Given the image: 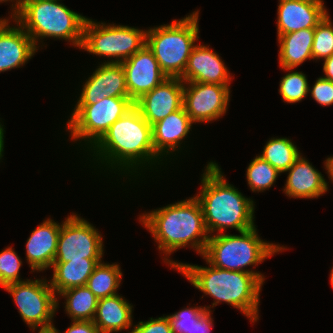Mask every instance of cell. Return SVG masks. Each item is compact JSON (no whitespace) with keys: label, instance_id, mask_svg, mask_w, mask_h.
<instances>
[{"label":"cell","instance_id":"1","mask_svg":"<svg viewBox=\"0 0 333 333\" xmlns=\"http://www.w3.org/2000/svg\"><path fill=\"white\" fill-rule=\"evenodd\" d=\"M166 260L194 287L215 299L212 307L221 301L226 302L240 309L250 321L258 320L259 293L263 282L256 275L221 269L211 264L210 267H201Z\"/></svg>","mask_w":333,"mask_h":333},{"label":"cell","instance_id":"2","mask_svg":"<svg viewBox=\"0 0 333 333\" xmlns=\"http://www.w3.org/2000/svg\"><path fill=\"white\" fill-rule=\"evenodd\" d=\"M139 219L158 242V249L166 255L189 243L203 255L211 236L208 235L202 207L196 197L151 211Z\"/></svg>","mask_w":333,"mask_h":333},{"label":"cell","instance_id":"3","mask_svg":"<svg viewBox=\"0 0 333 333\" xmlns=\"http://www.w3.org/2000/svg\"><path fill=\"white\" fill-rule=\"evenodd\" d=\"M93 150L101 163L106 161V165L108 163L112 169L117 165L121 171L125 168L131 173L134 172V167L137 170V165L143 166L141 164H147L146 162L153 164L152 162L156 163L161 158L153 147L152 126L135 106L110 126L93 146Z\"/></svg>","mask_w":333,"mask_h":333},{"label":"cell","instance_id":"4","mask_svg":"<svg viewBox=\"0 0 333 333\" xmlns=\"http://www.w3.org/2000/svg\"><path fill=\"white\" fill-rule=\"evenodd\" d=\"M218 164L208 163L202 176V189L195 196L202 207L204 224L209 234H223L227 228L244 232L254 225V202L226 182Z\"/></svg>","mask_w":333,"mask_h":333},{"label":"cell","instance_id":"5","mask_svg":"<svg viewBox=\"0 0 333 333\" xmlns=\"http://www.w3.org/2000/svg\"><path fill=\"white\" fill-rule=\"evenodd\" d=\"M60 0H24L14 20L32 38L37 46L38 37L69 40L81 48L86 17L68 9Z\"/></svg>","mask_w":333,"mask_h":333},{"label":"cell","instance_id":"6","mask_svg":"<svg viewBox=\"0 0 333 333\" xmlns=\"http://www.w3.org/2000/svg\"><path fill=\"white\" fill-rule=\"evenodd\" d=\"M198 10L168 25L146 30V45L168 78H180L199 39Z\"/></svg>","mask_w":333,"mask_h":333},{"label":"cell","instance_id":"7","mask_svg":"<svg viewBox=\"0 0 333 333\" xmlns=\"http://www.w3.org/2000/svg\"><path fill=\"white\" fill-rule=\"evenodd\" d=\"M256 231V227H253L240 232V235L223 233L211 236L202 257L214 267L251 273L264 282L265 277L261 273L245 270L244 267L258 265L267 257L286 248L264 242Z\"/></svg>","mask_w":333,"mask_h":333},{"label":"cell","instance_id":"8","mask_svg":"<svg viewBox=\"0 0 333 333\" xmlns=\"http://www.w3.org/2000/svg\"><path fill=\"white\" fill-rule=\"evenodd\" d=\"M146 44V31L124 25H106L86 19L81 48L99 56L115 57L121 63Z\"/></svg>","mask_w":333,"mask_h":333},{"label":"cell","instance_id":"9","mask_svg":"<svg viewBox=\"0 0 333 333\" xmlns=\"http://www.w3.org/2000/svg\"><path fill=\"white\" fill-rule=\"evenodd\" d=\"M133 106L130 98L119 97H106L92 105H76L67 129L73 139H84L93 147Z\"/></svg>","mask_w":333,"mask_h":333},{"label":"cell","instance_id":"10","mask_svg":"<svg viewBox=\"0 0 333 333\" xmlns=\"http://www.w3.org/2000/svg\"><path fill=\"white\" fill-rule=\"evenodd\" d=\"M12 296L19 313L31 329L48 331L53 326L52 318L58 307V300L50 283L46 280H25L4 286Z\"/></svg>","mask_w":333,"mask_h":333},{"label":"cell","instance_id":"11","mask_svg":"<svg viewBox=\"0 0 333 333\" xmlns=\"http://www.w3.org/2000/svg\"><path fill=\"white\" fill-rule=\"evenodd\" d=\"M102 255V236L94 226L76 214L68 216L61 224L57 252L53 263L101 259Z\"/></svg>","mask_w":333,"mask_h":333},{"label":"cell","instance_id":"12","mask_svg":"<svg viewBox=\"0 0 333 333\" xmlns=\"http://www.w3.org/2000/svg\"><path fill=\"white\" fill-rule=\"evenodd\" d=\"M186 83L189 85L188 87ZM183 107L193 123L217 120L226 113L229 85L184 82Z\"/></svg>","mask_w":333,"mask_h":333},{"label":"cell","instance_id":"13","mask_svg":"<svg viewBox=\"0 0 333 333\" xmlns=\"http://www.w3.org/2000/svg\"><path fill=\"white\" fill-rule=\"evenodd\" d=\"M125 72L129 98L135 102L168 77L161 71L158 61L145 44L127 60L121 62Z\"/></svg>","mask_w":333,"mask_h":333},{"label":"cell","instance_id":"14","mask_svg":"<svg viewBox=\"0 0 333 333\" xmlns=\"http://www.w3.org/2000/svg\"><path fill=\"white\" fill-rule=\"evenodd\" d=\"M183 90L180 78H167L135 101L134 106L152 126L183 106Z\"/></svg>","mask_w":333,"mask_h":333},{"label":"cell","instance_id":"15","mask_svg":"<svg viewBox=\"0 0 333 333\" xmlns=\"http://www.w3.org/2000/svg\"><path fill=\"white\" fill-rule=\"evenodd\" d=\"M106 97L129 98L121 63L101 64L83 85L77 105H92Z\"/></svg>","mask_w":333,"mask_h":333},{"label":"cell","instance_id":"16","mask_svg":"<svg viewBox=\"0 0 333 333\" xmlns=\"http://www.w3.org/2000/svg\"><path fill=\"white\" fill-rule=\"evenodd\" d=\"M277 34L314 29L328 12L323 0H279Z\"/></svg>","mask_w":333,"mask_h":333},{"label":"cell","instance_id":"17","mask_svg":"<svg viewBox=\"0 0 333 333\" xmlns=\"http://www.w3.org/2000/svg\"><path fill=\"white\" fill-rule=\"evenodd\" d=\"M183 82H200L229 85L232 79L223 61L209 46L195 45L188 58L183 75Z\"/></svg>","mask_w":333,"mask_h":333},{"label":"cell","instance_id":"18","mask_svg":"<svg viewBox=\"0 0 333 333\" xmlns=\"http://www.w3.org/2000/svg\"><path fill=\"white\" fill-rule=\"evenodd\" d=\"M8 21L0 22V72L24 65L37 50L24 29L19 24L10 27Z\"/></svg>","mask_w":333,"mask_h":333},{"label":"cell","instance_id":"19","mask_svg":"<svg viewBox=\"0 0 333 333\" xmlns=\"http://www.w3.org/2000/svg\"><path fill=\"white\" fill-rule=\"evenodd\" d=\"M60 229L59 223L47 219L31 233L26 243V260L33 271L47 270L52 267Z\"/></svg>","mask_w":333,"mask_h":333},{"label":"cell","instance_id":"20","mask_svg":"<svg viewBox=\"0 0 333 333\" xmlns=\"http://www.w3.org/2000/svg\"><path fill=\"white\" fill-rule=\"evenodd\" d=\"M192 123L182 106L179 110L153 124L152 142L155 153L160 157L163 154L175 151L181 144L180 141L186 138L185 136L189 133Z\"/></svg>","mask_w":333,"mask_h":333},{"label":"cell","instance_id":"21","mask_svg":"<svg viewBox=\"0 0 333 333\" xmlns=\"http://www.w3.org/2000/svg\"><path fill=\"white\" fill-rule=\"evenodd\" d=\"M287 171L289 174L283 191L289 197L317 198L328 190L322 174L302 156Z\"/></svg>","mask_w":333,"mask_h":333},{"label":"cell","instance_id":"22","mask_svg":"<svg viewBox=\"0 0 333 333\" xmlns=\"http://www.w3.org/2000/svg\"><path fill=\"white\" fill-rule=\"evenodd\" d=\"M132 307L118 294L98 299L94 324L100 333L118 332L132 326Z\"/></svg>","mask_w":333,"mask_h":333},{"label":"cell","instance_id":"23","mask_svg":"<svg viewBox=\"0 0 333 333\" xmlns=\"http://www.w3.org/2000/svg\"><path fill=\"white\" fill-rule=\"evenodd\" d=\"M314 29H302L278 36L279 63L287 71L312 58Z\"/></svg>","mask_w":333,"mask_h":333},{"label":"cell","instance_id":"24","mask_svg":"<svg viewBox=\"0 0 333 333\" xmlns=\"http://www.w3.org/2000/svg\"><path fill=\"white\" fill-rule=\"evenodd\" d=\"M102 262L101 259L72 260L65 263H53V277L51 288L58 295L60 292L72 288L84 286L93 273L95 267Z\"/></svg>","mask_w":333,"mask_h":333},{"label":"cell","instance_id":"25","mask_svg":"<svg viewBox=\"0 0 333 333\" xmlns=\"http://www.w3.org/2000/svg\"><path fill=\"white\" fill-rule=\"evenodd\" d=\"M67 299L65 310L72 321H93L97 310V297L86 285L72 287L59 293Z\"/></svg>","mask_w":333,"mask_h":333},{"label":"cell","instance_id":"26","mask_svg":"<svg viewBox=\"0 0 333 333\" xmlns=\"http://www.w3.org/2000/svg\"><path fill=\"white\" fill-rule=\"evenodd\" d=\"M122 272L118 264L100 262L88 278L86 286L97 299L117 295Z\"/></svg>","mask_w":333,"mask_h":333},{"label":"cell","instance_id":"27","mask_svg":"<svg viewBox=\"0 0 333 333\" xmlns=\"http://www.w3.org/2000/svg\"><path fill=\"white\" fill-rule=\"evenodd\" d=\"M259 156L282 173L286 172L301 155L290 139L271 138Z\"/></svg>","mask_w":333,"mask_h":333},{"label":"cell","instance_id":"28","mask_svg":"<svg viewBox=\"0 0 333 333\" xmlns=\"http://www.w3.org/2000/svg\"><path fill=\"white\" fill-rule=\"evenodd\" d=\"M280 173L260 156L249 164L246 171L248 185L253 192L269 189Z\"/></svg>","mask_w":333,"mask_h":333},{"label":"cell","instance_id":"29","mask_svg":"<svg viewBox=\"0 0 333 333\" xmlns=\"http://www.w3.org/2000/svg\"><path fill=\"white\" fill-rule=\"evenodd\" d=\"M333 55V26L328 13L314 28L313 59H327Z\"/></svg>","mask_w":333,"mask_h":333},{"label":"cell","instance_id":"30","mask_svg":"<svg viewBox=\"0 0 333 333\" xmlns=\"http://www.w3.org/2000/svg\"><path fill=\"white\" fill-rule=\"evenodd\" d=\"M279 93L282 99L287 103H296L301 101L308 93L309 84L305 74L302 72H293L286 74L280 81Z\"/></svg>","mask_w":333,"mask_h":333},{"label":"cell","instance_id":"31","mask_svg":"<svg viewBox=\"0 0 333 333\" xmlns=\"http://www.w3.org/2000/svg\"><path fill=\"white\" fill-rule=\"evenodd\" d=\"M210 307H193L184 308L183 310L169 315V321L173 333H194L195 324L197 320L206 312Z\"/></svg>","mask_w":333,"mask_h":333},{"label":"cell","instance_id":"32","mask_svg":"<svg viewBox=\"0 0 333 333\" xmlns=\"http://www.w3.org/2000/svg\"><path fill=\"white\" fill-rule=\"evenodd\" d=\"M21 264L22 261L11 247L0 252V286L24 281L19 279Z\"/></svg>","mask_w":333,"mask_h":333},{"label":"cell","instance_id":"33","mask_svg":"<svg viewBox=\"0 0 333 333\" xmlns=\"http://www.w3.org/2000/svg\"><path fill=\"white\" fill-rule=\"evenodd\" d=\"M311 92L314 100L323 106H329L333 104V81L320 77L316 80Z\"/></svg>","mask_w":333,"mask_h":333},{"label":"cell","instance_id":"34","mask_svg":"<svg viewBox=\"0 0 333 333\" xmlns=\"http://www.w3.org/2000/svg\"><path fill=\"white\" fill-rule=\"evenodd\" d=\"M130 333H173L168 316L140 321Z\"/></svg>","mask_w":333,"mask_h":333},{"label":"cell","instance_id":"35","mask_svg":"<svg viewBox=\"0 0 333 333\" xmlns=\"http://www.w3.org/2000/svg\"><path fill=\"white\" fill-rule=\"evenodd\" d=\"M50 330L53 333H59L54 326ZM65 333H100V331L93 321H73Z\"/></svg>","mask_w":333,"mask_h":333},{"label":"cell","instance_id":"36","mask_svg":"<svg viewBox=\"0 0 333 333\" xmlns=\"http://www.w3.org/2000/svg\"><path fill=\"white\" fill-rule=\"evenodd\" d=\"M211 310L206 311L196 322L194 333H209L213 319L210 316Z\"/></svg>","mask_w":333,"mask_h":333},{"label":"cell","instance_id":"37","mask_svg":"<svg viewBox=\"0 0 333 333\" xmlns=\"http://www.w3.org/2000/svg\"><path fill=\"white\" fill-rule=\"evenodd\" d=\"M323 71L326 75L323 78L333 81V55L325 59L323 65Z\"/></svg>","mask_w":333,"mask_h":333},{"label":"cell","instance_id":"38","mask_svg":"<svg viewBox=\"0 0 333 333\" xmlns=\"http://www.w3.org/2000/svg\"><path fill=\"white\" fill-rule=\"evenodd\" d=\"M325 169L333 181V157H328L325 162Z\"/></svg>","mask_w":333,"mask_h":333},{"label":"cell","instance_id":"39","mask_svg":"<svg viewBox=\"0 0 333 333\" xmlns=\"http://www.w3.org/2000/svg\"><path fill=\"white\" fill-rule=\"evenodd\" d=\"M6 2V1H9V0H0V2ZM10 1H13V0H10ZM16 1V4L15 5H12V7L14 6L15 8L13 9L14 13H13V18H15V16L18 14V12L20 11V8L24 2V0H15Z\"/></svg>","mask_w":333,"mask_h":333},{"label":"cell","instance_id":"40","mask_svg":"<svg viewBox=\"0 0 333 333\" xmlns=\"http://www.w3.org/2000/svg\"><path fill=\"white\" fill-rule=\"evenodd\" d=\"M3 149H4V129L0 124V159L3 156Z\"/></svg>","mask_w":333,"mask_h":333},{"label":"cell","instance_id":"41","mask_svg":"<svg viewBox=\"0 0 333 333\" xmlns=\"http://www.w3.org/2000/svg\"><path fill=\"white\" fill-rule=\"evenodd\" d=\"M330 282H331V286L333 287V268H332L331 274H330Z\"/></svg>","mask_w":333,"mask_h":333},{"label":"cell","instance_id":"42","mask_svg":"<svg viewBox=\"0 0 333 333\" xmlns=\"http://www.w3.org/2000/svg\"><path fill=\"white\" fill-rule=\"evenodd\" d=\"M38 333H53L51 330H48V331H40Z\"/></svg>","mask_w":333,"mask_h":333}]
</instances>
